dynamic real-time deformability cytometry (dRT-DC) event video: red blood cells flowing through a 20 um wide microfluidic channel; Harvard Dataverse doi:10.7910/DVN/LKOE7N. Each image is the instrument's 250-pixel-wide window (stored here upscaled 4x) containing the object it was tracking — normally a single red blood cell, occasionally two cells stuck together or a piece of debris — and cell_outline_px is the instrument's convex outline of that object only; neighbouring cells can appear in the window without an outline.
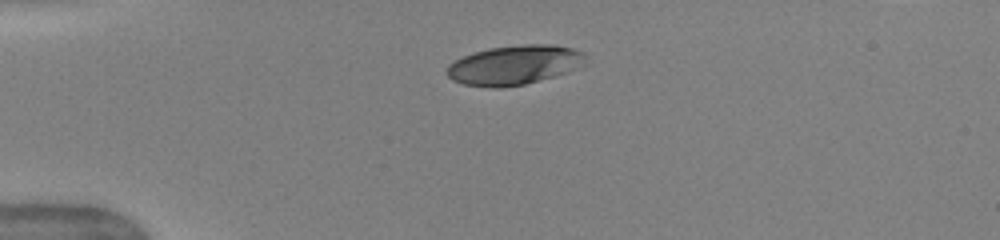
{"species": "human", "species_latin": "Homo sapiens", "temperature_condition": "warm", "stored_images_in_passage": 39, "camera_frame_rate_fps": 3000, "um_per_image_px": 0.085, "donor": {"sex": "female"}, "frame": {"image": 1, "passage_image": 1, "time_ms": 0.0, "image_size_px": [1000, 240], "cell_outline_px": [[588, 64], [568, 72], [540, 80], [524, 84], [496, 88], [464, 84], [452, 80], [444, 72], [448, 64], [464, 56], [488, 48], [524, 44], [552, 44], [572, 48], [584, 52]], "centroid_in_image_um": [43.76, 5.52], "position_along_channel_um": 41.2, "area_um2": 32.02}}
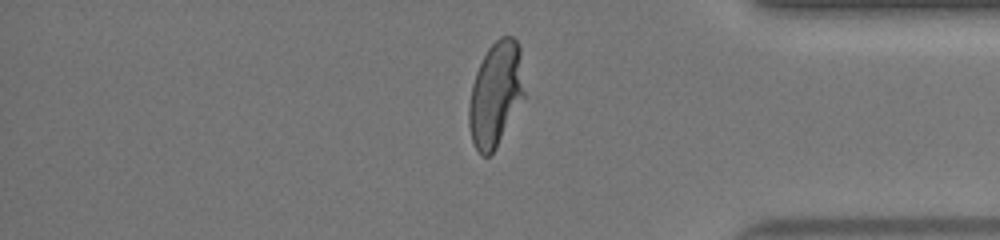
{"frame": {"image": 2, "passage_image": 31, "time_ms": 10.0, "image_size_px": [1000, 240], "cell_outline_px": [[524, 96], [496, 148], [488, 156], [484, 156], [476, 148], [472, 140], [468, 124], [468, 108], [472, 84], [476, 72], [488, 48], [500, 36], [512, 36], [520, 44], [524, 92]], "centroid_in_image_um": [42.12, 7.97], "position_along_channel_um": 393.1, "area_um2": 33.47}}
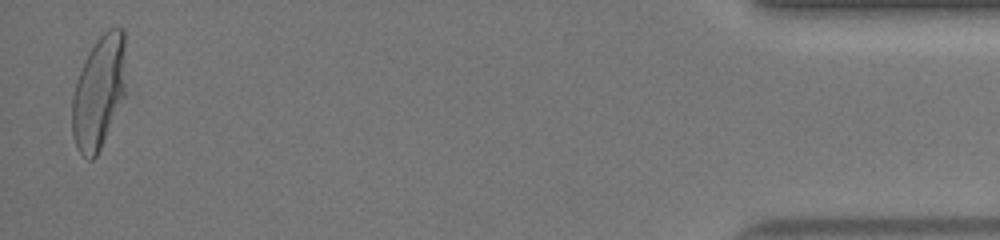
{"frame": {"image": 3, "passage_image": 38, "time_ms": 12.333, "image_size_px": [1000, 240], "cell_outline_px": [[124, 96], [100, 148], [96, 156], [92, 160], [88, 160], [76, 148], [72, 136], [72, 96], [84, 60], [88, 52], [96, 40], [108, 28], [124, 28]], "centroid_in_image_um": [8.37, 7.84], "position_along_channel_um": 426.8, "area_um2": 34.97}, "authors_computed_cell_mechanics": {"area_um2": 33.9286, "velocity_mm_per_s": 4.037, "shape_relaxation_time_tau1_ms": 4.8177, "shape_relaxation_time_tau2_ms": null, "deformation_change_tau1": 0.2172, "deformation_change_tau2": null}}